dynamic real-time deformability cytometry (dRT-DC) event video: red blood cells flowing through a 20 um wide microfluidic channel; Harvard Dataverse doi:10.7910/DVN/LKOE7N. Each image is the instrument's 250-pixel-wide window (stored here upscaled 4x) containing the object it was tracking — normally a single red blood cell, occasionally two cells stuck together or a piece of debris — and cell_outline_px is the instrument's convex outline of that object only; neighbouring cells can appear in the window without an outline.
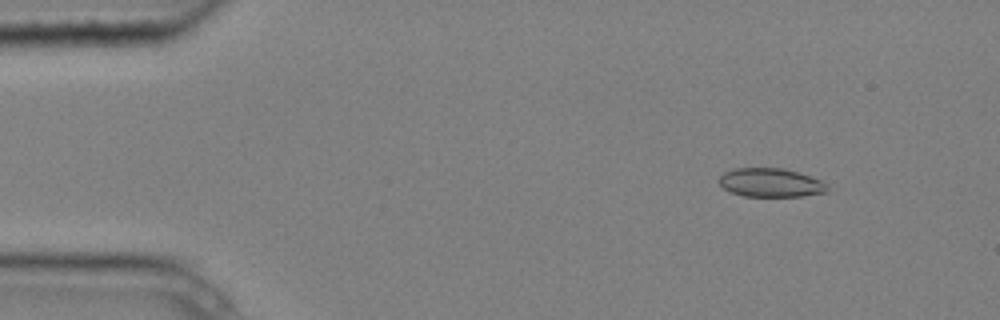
{"species": "common noctule bat (a hibernating species)", "species_latin": "Nyctalus noctula", "temperature_condition": "cold", "stored_images_in_passage": 4, "camera_frame_rate_fps": 3000, "um_per_image_px": 0.085, "animal": {"sex": "male", "body_mass_g": 20.4}, "frame": {"image": 1, "passage_image": 2, "time_ms": 0.333, "image_size_px": [1000, 320], "cell_outline_px": [[828, 192], [800, 196], [744, 196], [728, 192], [716, 180], [724, 172], [736, 168], [784, 168], [820, 180], [828, 184]], "centroid_in_image_um": [65.47, 15.53], "position_along_channel_um": 19.5, "area_um2": 18.15}}